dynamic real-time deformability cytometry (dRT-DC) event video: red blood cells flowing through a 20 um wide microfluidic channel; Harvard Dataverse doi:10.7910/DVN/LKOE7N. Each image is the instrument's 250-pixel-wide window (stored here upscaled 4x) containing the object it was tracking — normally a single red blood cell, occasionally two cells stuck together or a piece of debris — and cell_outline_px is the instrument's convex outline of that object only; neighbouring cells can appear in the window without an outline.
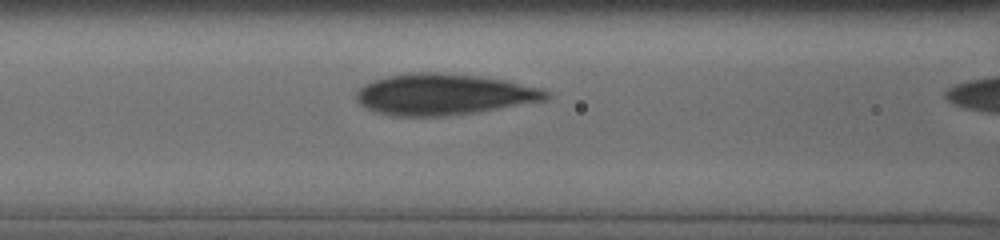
{"species": "human", "species_latin": "Homo sapiens", "temperature_condition": "cold", "stored_images_in_passage": 18, "camera_frame_rate_fps": 3000, "um_per_image_px": 0.085, "donor": {"sex": "male"}, "frame": {"image": 1, "passage_image": 12, "time_ms": 3.667, "image_size_px": [1000, 240], "cell_outline_px": [[552, 96], [544, 100], [476, 112], [444, 116], [392, 116], [376, 112], [360, 104], [356, 100], [356, 92], [364, 84], [372, 80], [384, 76], [408, 72], [436, 72], [484, 76], [544, 88]], "centroid_in_image_um": [37.7, 8.0], "position_along_channel_um": 128.9, "area_um2": 45.78}}
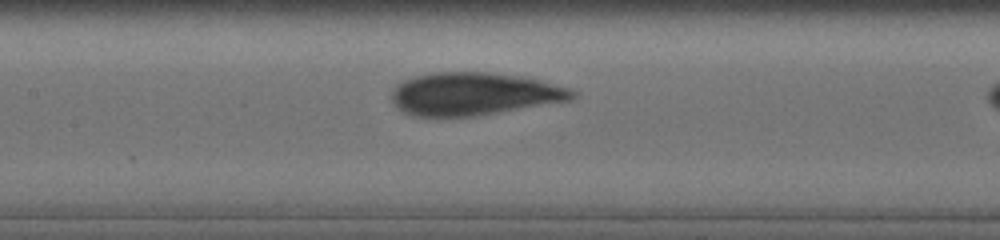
{"frame": {"image": 2, "passage_image": 16, "time_ms": 4.667, "image_size_px": [1000, 240], "cell_outline_px": [[580, 92], [572, 100], [476, 116], [412, 116], [396, 108], [392, 100], [392, 88], [396, 84], [412, 76], [432, 72], [492, 72], [520, 76], [540, 80], [572, 88]], "centroid_in_image_um": [40.3, 7.97], "position_along_channel_um": 167.1, "area_um2": 45.55}}